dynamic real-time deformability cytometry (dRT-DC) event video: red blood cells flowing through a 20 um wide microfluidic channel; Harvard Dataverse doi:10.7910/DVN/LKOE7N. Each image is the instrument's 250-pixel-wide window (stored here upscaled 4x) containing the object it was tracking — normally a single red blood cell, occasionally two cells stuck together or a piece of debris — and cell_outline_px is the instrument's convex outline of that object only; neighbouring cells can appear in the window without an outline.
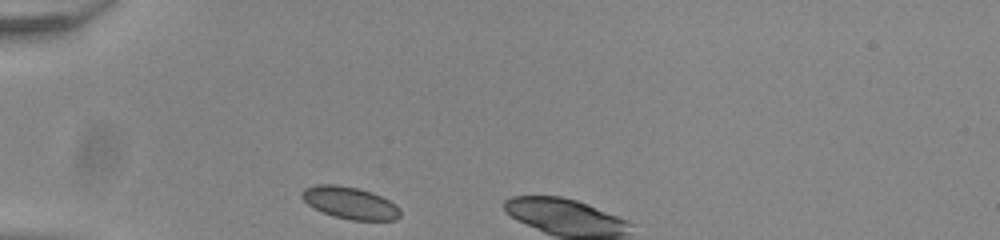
{"species": "common noctule bat (a hibernating species)", "species_latin": "Nyctalus noctula", "temperature_condition": "room temperature", "stored_images_in_passage": 5, "camera_frame_rate_fps": 3000, "um_per_image_px": 0.085, "animal": {"sex": "male", "body_mass_g": 20.0, "forearm_length_mm": 53.3}, "frame": {"image": 1, "passage_image": 1, "time_ms": 0.0, "image_size_px": [1000, 240], "cell_outline_px": [[400, 216], [396, 220], [352, 220], [336, 216], [324, 212], [308, 204], [300, 196], [300, 192], [304, 188], [316, 184], [336, 184], [356, 188], [372, 192], [396, 204], [400, 208]], "centroid_in_image_um": [29.75, 17.23], "position_along_channel_um": 55.2, "area_um2": 18.26}}